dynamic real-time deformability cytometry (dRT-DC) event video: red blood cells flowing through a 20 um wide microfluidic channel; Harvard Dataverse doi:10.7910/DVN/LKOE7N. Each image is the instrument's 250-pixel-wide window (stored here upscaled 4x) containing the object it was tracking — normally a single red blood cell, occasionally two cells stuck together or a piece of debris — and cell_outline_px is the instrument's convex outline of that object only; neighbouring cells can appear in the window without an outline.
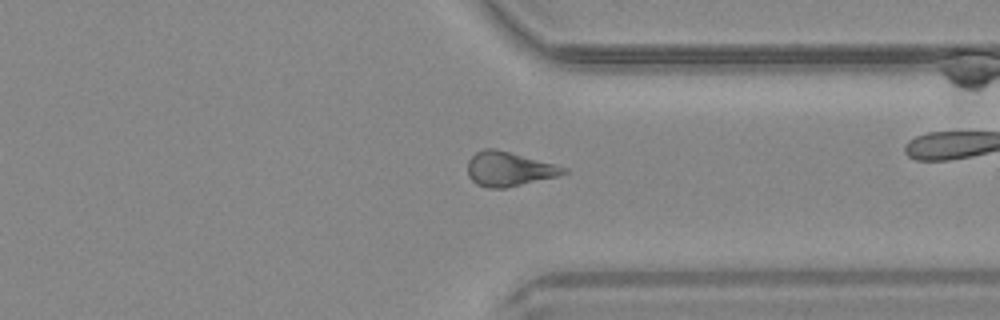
{"species": "common noctule bat (a hibernating species)", "species_latin": "Nyctalus noctula", "temperature_condition": "warm", "stored_images_in_passage": 36, "camera_frame_rate_fps": 3000, "um_per_image_px": 0.085, "animal": {"sex": "male", "body_mass_g": 20.4}, "frame": {"image": 1, "passage_image": 26, "time_ms": 8.333, "image_size_px": [1000, 320], "cell_outline_px": [[568, 172], [556, 176], [504, 188], [488, 188], [476, 184], [468, 176], [468, 160], [476, 152], [484, 148], [496, 148], [556, 164], [568, 168]], "centroid_in_image_um": [43.24, 14.35], "position_along_channel_um": 368.2, "area_um2": 19.19}}